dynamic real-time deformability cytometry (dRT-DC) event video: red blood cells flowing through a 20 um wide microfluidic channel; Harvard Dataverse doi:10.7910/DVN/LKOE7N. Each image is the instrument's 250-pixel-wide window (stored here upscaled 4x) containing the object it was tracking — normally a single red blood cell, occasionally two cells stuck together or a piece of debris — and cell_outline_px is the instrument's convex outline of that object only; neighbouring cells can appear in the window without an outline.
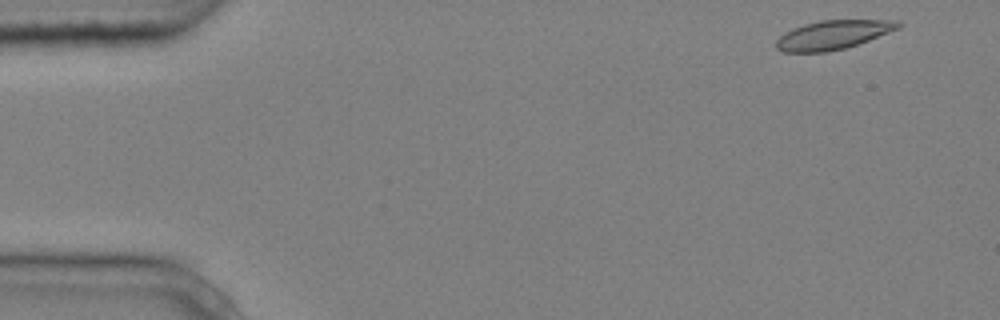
{"species": "common noctule bat (a hibernating species)", "species_latin": "Nyctalus noctula", "temperature_condition": "cold", "stored_images_in_passage": 5, "camera_frame_rate_fps": 3000, "um_per_image_px": 0.085, "animal": {"sex": "male", "body_mass_g": 20.4}, "frame": {"image": 1, "passage_image": 1, "time_ms": 0.0, "image_size_px": [1000, 320], "cell_outline_px": [[904, 24], [900, 28], [868, 40], [844, 48], [828, 52], [784, 52], [776, 48], [776, 40], [784, 32], [792, 28], [804, 24], [820, 20], [900, 20]], "centroid_in_image_um": [70.81, 2.95], "position_along_channel_um": 14.2, "area_um2": 20.63}}
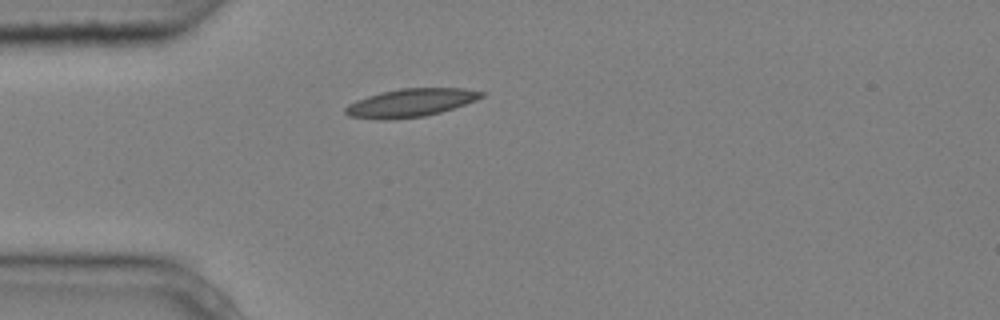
{"frame": {"image": 2, "passage_image": 4, "time_ms": 1.0, "image_size_px": [1000, 320], "cell_outline_px": [[488, 92], [484, 96], [476, 100], [440, 112], [424, 116], [388, 120], [380, 120], [348, 116], [344, 112], [344, 108], [348, 104], [356, 100], [380, 92], [400, 88], [464, 88]], "centroid_in_image_um": [34.89, 8.73], "position_along_channel_um": 50.1, "area_um2": 22.43}}